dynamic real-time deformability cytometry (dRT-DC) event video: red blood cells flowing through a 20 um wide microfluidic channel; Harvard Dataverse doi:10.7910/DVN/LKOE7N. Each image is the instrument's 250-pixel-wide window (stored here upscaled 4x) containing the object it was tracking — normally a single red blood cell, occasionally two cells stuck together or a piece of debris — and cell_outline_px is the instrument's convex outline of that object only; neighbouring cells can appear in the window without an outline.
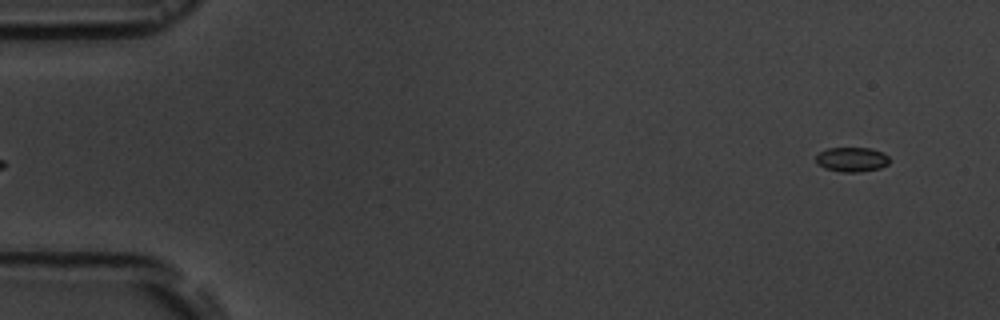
{"species": "common noctule bat (a hibernating species)", "species_latin": "Nyctalus noctula", "temperature_condition": "room temperature", "stored_images_in_passage": 5, "camera_frame_rate_fps": 3000, "um_per_image_px": 0.085, "animal": {"sex": "male", "body_mass_g": 19.5, "forearm_length_mm": 54.6}, "frame": {"image": 1, "passage_image": 5, "time_ms": 6.0, "image_size_px": [1000, 320], "cell_outline_px": [[888, 164], [880, 168], [860, 172], [840, 172], [824, 168], [816, 164], [816, 156], [820, 152], [828, 148], [872, 148], [884, 152], [888, 156]], "centroid_in_image_um": [72.4, 13.56], "position_along_channel_um": 12.6, "area_um2": 10.64}}